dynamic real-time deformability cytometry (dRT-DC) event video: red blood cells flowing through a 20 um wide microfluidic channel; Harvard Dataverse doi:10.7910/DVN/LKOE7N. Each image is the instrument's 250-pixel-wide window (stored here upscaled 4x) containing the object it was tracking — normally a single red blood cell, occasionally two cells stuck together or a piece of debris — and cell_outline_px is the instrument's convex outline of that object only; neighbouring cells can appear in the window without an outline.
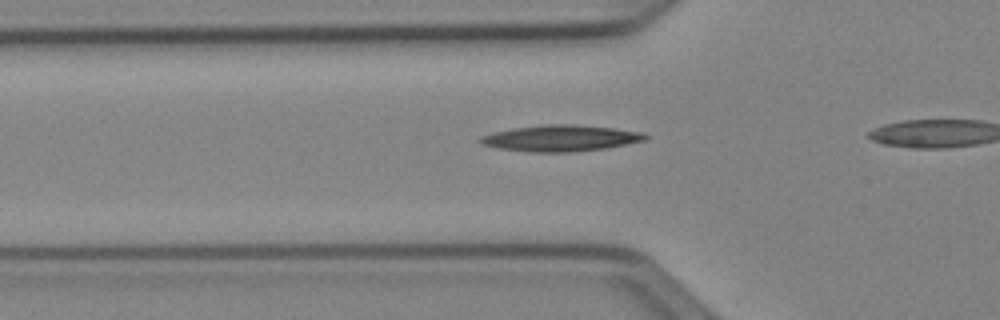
{"species": "Egyptian fruit bat (a non-hibernating species)", "species_latin": "Rousettus aegyptiacus", "temperature_condition": "cold", "stored_images_in_passage": 27, "camera_frame_rate_fps": 3000, "um_per_image_px": 0.085, "animal": {"sex": "female"}, "frame": {"image": 1, "passage_image": 3, "time_ms": 0.667, "image_size_px": [1000, 320], "cell_outline_px": [[648, 136], [644, 140], [604, 148], [572, 152], [528, 152], [496, 148], [480, 144], [480, 136], [492, 132], [512, 128], [540, 124], [572, 124], [612, 128], [640, 132]], "centroid_in_image_um": [47.54, 11.74], "position_along_channel_um": 78.3, "area_um2": 25.14}}
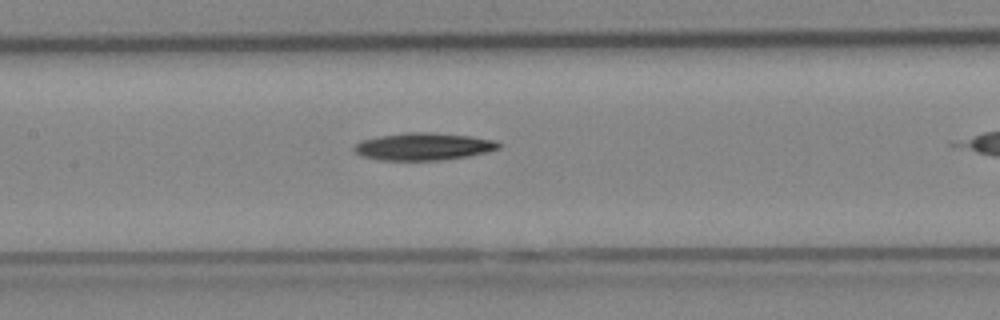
{"frame": {"image": 2, "passage_image": 10, "time_ms": 3.0, "image_size_px": [1000, 320], "cell_outline_px": [[500, 148], [488, 152], [468, 156], [440, 160], [376, 160], [360, 156], [352, 148], [360, 140], [380, 136], [404, 132], [432, 132], [472, 136], [496, 140], [500, 144]], "centroid_in_image_um": [35.98, 12.45], "position_along_channel_um": 171.4, "area_um2": 23.29}}
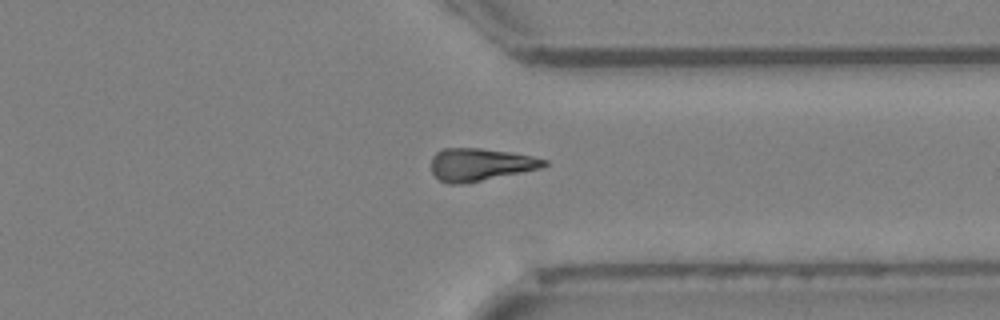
{"frame": {"image": 3, "passage_image": 25, "time_ms": 8.0, "image_size_px": [1000, 320], "cell_outline_px": [[548, 164], [540, 168], [464, 184], [448, 184], [440, 180], [432, 172], [432, 156], [436, 152], [444, 148], [480, 148], [512, 152], [532, 156], [548, 160]], "centroid_in_image_um": [40.81, 13.98], "position_along_channel_um": 370.6, "area_um2": 21.39}}